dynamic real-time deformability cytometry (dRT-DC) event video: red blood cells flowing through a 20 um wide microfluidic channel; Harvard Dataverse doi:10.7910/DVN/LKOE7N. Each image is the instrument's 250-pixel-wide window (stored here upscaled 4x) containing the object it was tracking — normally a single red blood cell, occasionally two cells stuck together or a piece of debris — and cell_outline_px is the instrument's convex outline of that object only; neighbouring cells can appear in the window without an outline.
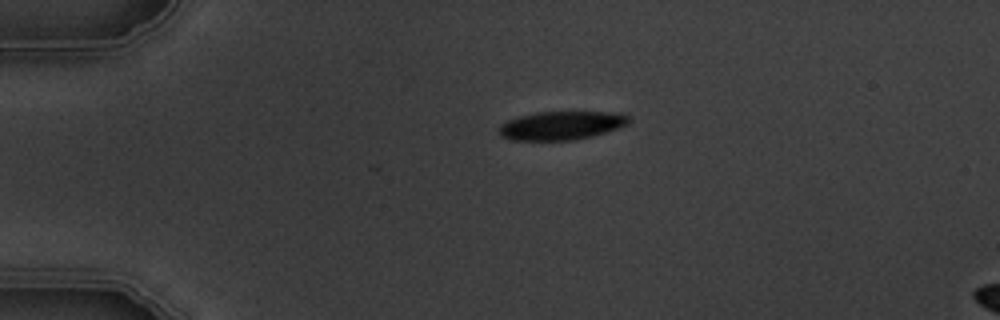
{"species": "common noctule bat (a hibernating species)", "species_latin": "Nyctalus noctula", "temperature_condition": "warm", "stored_images_in_passage": 3, "segment_of_instrument_passage": [1, 2], "camera_frame_rate_fps": 3000, "um_per_image_px": 0.085, "animal": {"sex": "male", "body_mass_g": 19.5, "forearm_length_mm": 54.6}, "frame": {"image": 1, "passage_image": 1, "time_ms": 0.0, "image_size_px": [1000, 320], "cell_outline_px": [[632, 120], [628, 124], [592, 136], [576, 140], [512, 140], [500, 136], [500, 124], [508, 120], [520, 116], [536, 112], [620, 112], [628, 116]], "centroid_in_image_um": [47.73, 10.66], "position_along_channel_um": 37.3, "area_um2": 21.56}}